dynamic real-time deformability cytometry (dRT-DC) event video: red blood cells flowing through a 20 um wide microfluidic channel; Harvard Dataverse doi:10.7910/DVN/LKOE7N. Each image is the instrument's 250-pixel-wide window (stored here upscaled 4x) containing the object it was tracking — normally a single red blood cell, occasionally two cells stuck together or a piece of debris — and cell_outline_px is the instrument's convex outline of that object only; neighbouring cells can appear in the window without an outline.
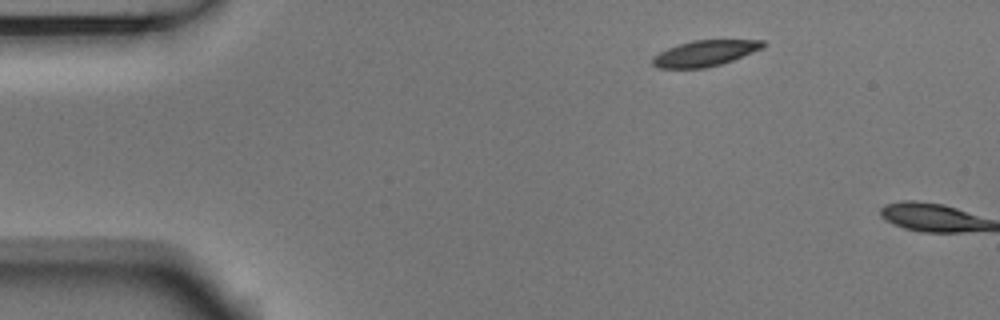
{"species": "Egyptian fruit bat (a non-hibernating species)", "species_latin": "Rousettus aegyptiacus", "temperature_condition": "room temperature", "stored_images_in_passage": 2, "camera_frame_rate_fps": 3000, "um_per_image_px": 0.085, "animal": {"sex": "male"}, "frame": {"image": 1, "passage_image": 2, "time_ms": 0.333, "image_size_px": [1000, 320], "cell_outline_px": [[764, 44], [760, 48], [752, 52], [732, 60], [720, 64], [704, 68], [660, 68], [652, 64], [652, 60], [660, 52], [668, 48], [692, 40], [764, 40]], "centroid_in_image_um": [59.9, 4.53], "position_along_channel_um": 25.1, "area_um2": 16.18}}